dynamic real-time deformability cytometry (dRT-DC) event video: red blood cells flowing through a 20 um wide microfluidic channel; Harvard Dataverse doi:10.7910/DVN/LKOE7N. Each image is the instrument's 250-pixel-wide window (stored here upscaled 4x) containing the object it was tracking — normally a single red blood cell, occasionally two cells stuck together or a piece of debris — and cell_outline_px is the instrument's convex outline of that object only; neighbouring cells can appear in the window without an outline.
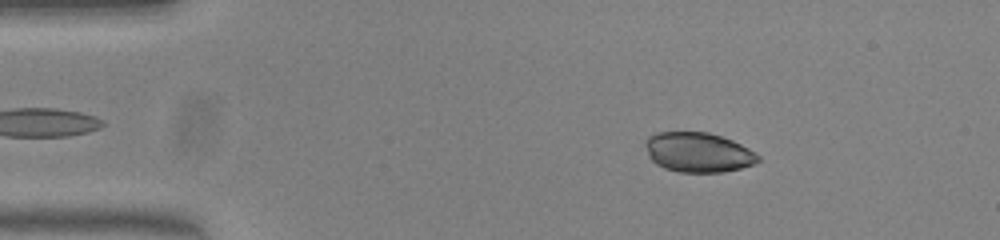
{"species": "common noctule bat (a hibernating species)", "species_latin": "Nyctalus noctula", "temperature_condition": "warm", "stored_images_in_passage": 46, "camera_frame_rate_fps": 3000, "um_per_image_px": 0.085, "animal": {"sex": "female", "body_mass_g": 23.0, "forearm_length_mm": 53.4}, "frame": {"image": 1, "passage_image": 3, "time_ms": 0.667, "image_size_px": [1000, 240], "cell_outline_px": [[760, 160], [756, 164], [724, 172], [680, 172], [664, 168], [656, 164], [648, 156], [644, 144], [644, 140], [648, 136], [656, 132], [708, 132], [732, 140], [756, 152], [760, 156]], "centroid_in_image_um": [59.33, 12.94], "position_along_channel_um": 25.7, "area_um2": 26.36}}
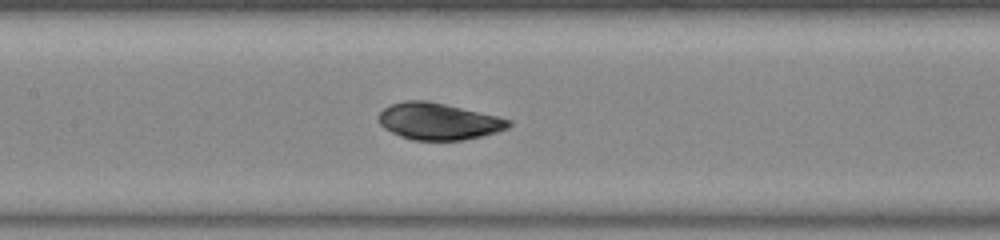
{"frame": {"image": 2, "passage_image": 19, "time_ms": 6.0, "image_size_px": [1000, 240], "cell_outline_px": [[512, 124], [508, 128], [496, 132], [464, 140], [412, 140], [400, 136], [384, 128], [380, 124], [380, 112], [384, 108], [392, 104], [404, 100], [428, 100], [496, 116], [512, 120]], "centroid_in_image_um": [37.27, 10.31], "position_along_channel_um": 170.1, "area_um2": 27.63}}
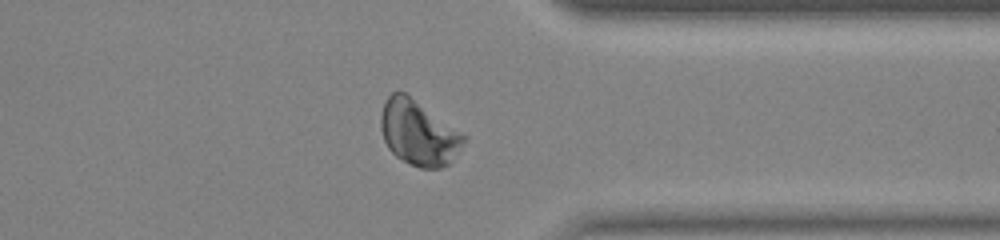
{"frame": {"image": 3, "passage_image": 35, "time_ms": 11.333, "image_size_px": [1000, 240], "cell_outline_px": [[468, 136], [448, 164], [440, 168], [420, 168], [408, 164], [396, 156], [388, 148], [384, 140], [380, 128], [380, 116], [384, 100], [392, 92], [404, 92]], "centroid_in_image_um": [35.54, 11.29], "position_along_channel_um": 375.9, "area_um2": 31.27}, "authors_computed_cell_mechanics": {"area_um2": 28.8422, "velocity_mm_per_s": 3.9745, "shape_relaxation_time_tau1_ms": 3.1833, "shape_relaxation_time_tau2_ms": 1.2363, "deformation_change_tau1": 0.1041, "deformation_change_tau2": 0.0337}}